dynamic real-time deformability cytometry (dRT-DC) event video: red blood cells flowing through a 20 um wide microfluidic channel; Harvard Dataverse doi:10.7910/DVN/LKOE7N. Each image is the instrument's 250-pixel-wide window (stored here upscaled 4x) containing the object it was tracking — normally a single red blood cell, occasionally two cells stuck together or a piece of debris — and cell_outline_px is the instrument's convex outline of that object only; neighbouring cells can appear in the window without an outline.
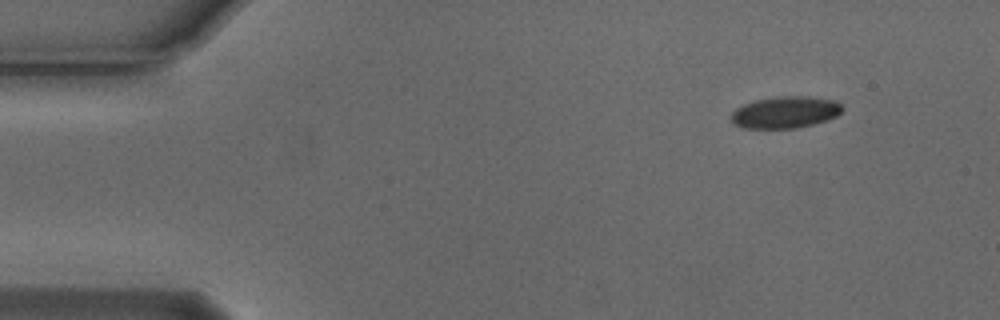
{"species": "Egyptian fruit bat (a non-hibernating species)", "species_latin": "Rousettus aegyptiacus", "temperature_condition": "cold", "stored_images_in_passage": 4, "camera_frame_rate_fps": 3000, "um_per_image_px": 0.085, "animal": {"sex": "male"}, "frame": {"image": 1, "passage_image": 1, "time_ms": 0.0, "image_size_px": [1000, 320], "cell_outline_px": [[844, 108], [836, 116], [828, 120], [796, 128], [744, 128], [736, 124], [732, 120], [732, 112], [736, 108], [744, 104], [756, 100], [776, 96], [804, 96], [836, 100]], "centroid_in_image_um": [66.77, 9.53], "position_along_channel_um": 18.2, "area_um2": 20.46}}
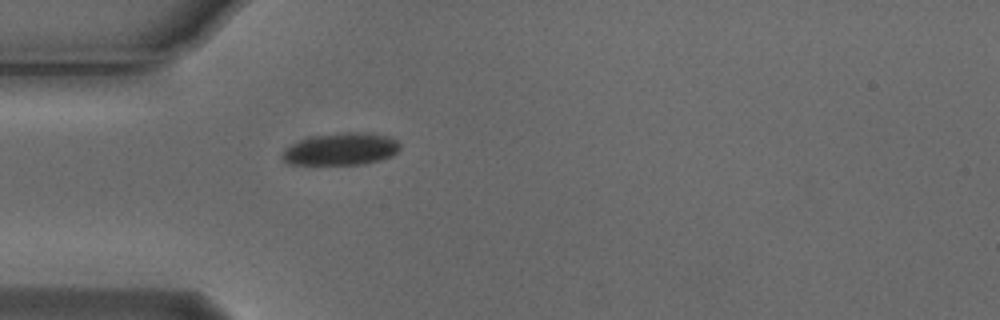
{"frame": {"image": 2, "passage_image": 4, "time_ms": 1.0, "image_size_px": [1000, 320], "cell_outline_px": [[400, 148], [392, 156], [380, 160], [364, 164], [292, 164], [284, 160], [280, 156], [284, 148], [300, 140], [312, 136], [336, 132], [372, 132], [388, 136], [396, 140], [400, 144]], "centroid_in_image_um": [29.0, 12.65], "position_along_channel_um": 56.0, "area_um2": 22.31}}